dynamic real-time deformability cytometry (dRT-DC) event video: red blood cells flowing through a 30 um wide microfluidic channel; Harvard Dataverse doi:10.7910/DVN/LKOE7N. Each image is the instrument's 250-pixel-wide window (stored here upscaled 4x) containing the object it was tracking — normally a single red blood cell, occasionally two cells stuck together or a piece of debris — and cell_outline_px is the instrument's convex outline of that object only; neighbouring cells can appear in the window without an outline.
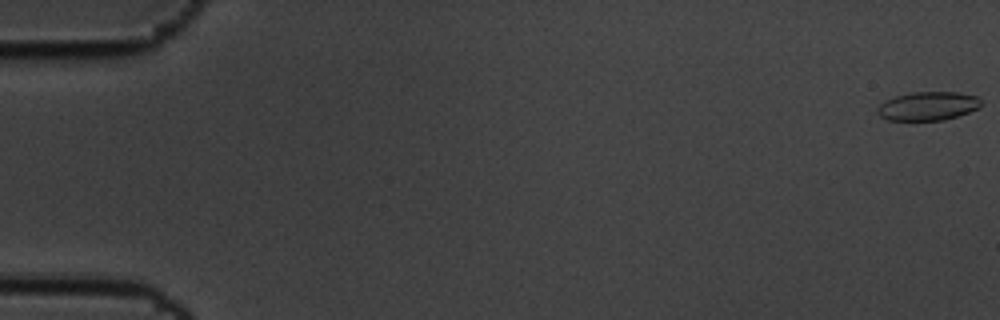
{"species": "common noctule bat (a hibernating species)", "species_latin": "Nyctalus noctula", "temperature_condition": "cold", "stored_images_in_passage": 59, "camera_frame_rate_fps": 3000, "um_per_image_px": 0.085, "animal": {"sex": "male", "body_mass_g": 19.5, "forearm_length_mm": 54.6}, "frame": {"image": 1, "passage_image": 1, "time_ms": 0.0, "image_size_px": [1000, 320], "cell_outline_px": [[980, 108], [944, 120], [888, 120], [880, 116], [876, 112], [876, 108], [884, 100], [896, 96], [912, 92], [956, 92], [980, 96]], "centroid_in_image_um": [78.86, 9.01], "position_along_channel_um": 6.1, "area_um2": 17.4}}
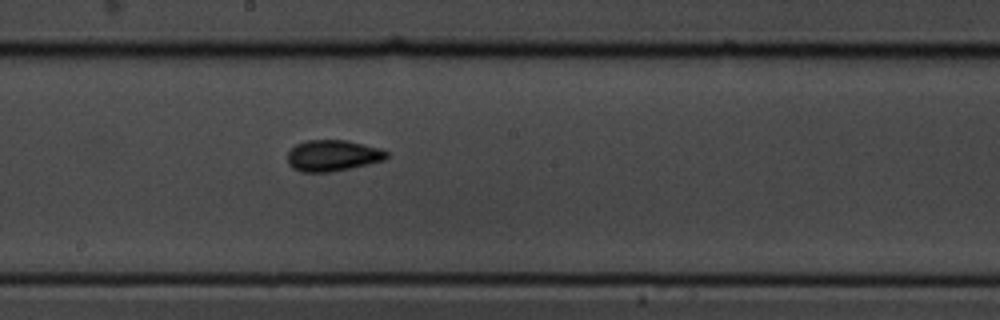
{"frame": {"image": 2, "passage_image": 33, "time_ms": 10.667, "image_size_px": [1000, 320], "cell_outline_px": [[388, 156], [384, 160], [352, 168], [332, 172], [300, 172], [292, 168], [288, 164], [288, 152], [296, 144], [304, 140], [348, 140], [380, 148], [388, 152]], "centroid_in_image_um": [28.27, 13.22], "position_along_channel_um": 219.9, "area_um2": 18.21}}
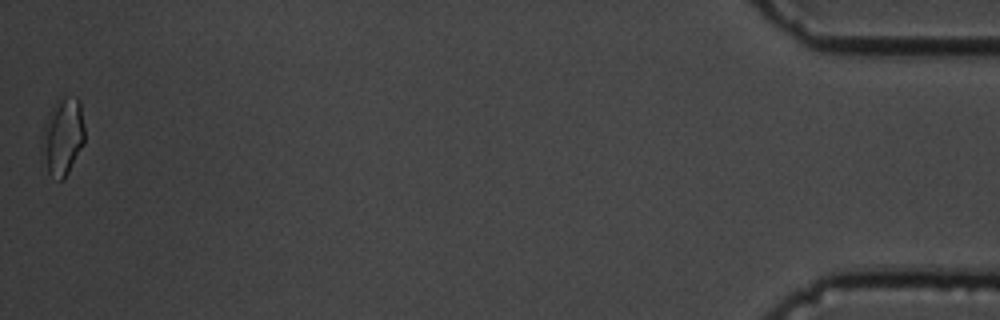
{"frame": {"image": 3, "passage_image": 59, "time_ms": 19.333, "image_size_px": [1000, 320], "cell_outline_px": [[84, 144], [64, 180], [60, 180], [48, 172], [40, 160], [40, 136], [48, 112], [56, 100], [60, 96], [76, 96], [80, 100], [84, 124]], "centroid_in_image_um": [5.29, 11.58], "position_along_channel_um": 429.9, "area_um2": 20.17}, "authors_computed_cell_mechanics": {"area_um2": 17.5712, "velocity_mm_per_s": 3.4605, "shape_relaxation_time_tau1_ms": 4.4546, "shape_relaxation_time_tau2_ms": 2.2889, "deformation_change_tau1": 0.0794, "deformation_change_tau2": 0.0645}}